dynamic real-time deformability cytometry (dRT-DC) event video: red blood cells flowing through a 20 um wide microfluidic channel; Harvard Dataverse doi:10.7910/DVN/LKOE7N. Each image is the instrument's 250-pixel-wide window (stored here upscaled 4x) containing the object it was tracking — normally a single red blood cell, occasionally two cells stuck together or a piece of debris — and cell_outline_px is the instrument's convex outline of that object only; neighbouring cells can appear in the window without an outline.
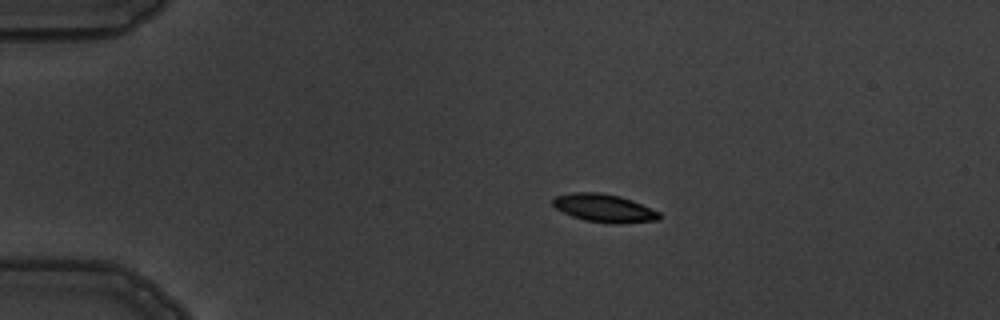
{"species": "common noctule bat (a hibernating species)", "species_latin": "Nyctalus noctula", "temperature_condition": "warm", "stored_images_in_passage": 13, "camera_frame_rate_fps": 3000, "um_per_image_px": 0.085, "animal": {"sex": "male", "body_mass_g": 19.5, "forearm_length_mm": 54.6}, "frame": {"image": 1, "passage_image": 3, "time_ms": 2.0, "image_size_px": [1000, 320], "cell_outline_px": [[660, 220], [620, 224], [612, 224], [584, 220], [572, 216], [556, 208], [552, 204], [552, 200], [556, 196], [572, 192], [600, 192], [620, 196], [632, 200], [660, 212]], "centroid_in_image_um": [51.37, 17.69], "position_along_channel_um": 33.6, "area_um2": 17.51}}
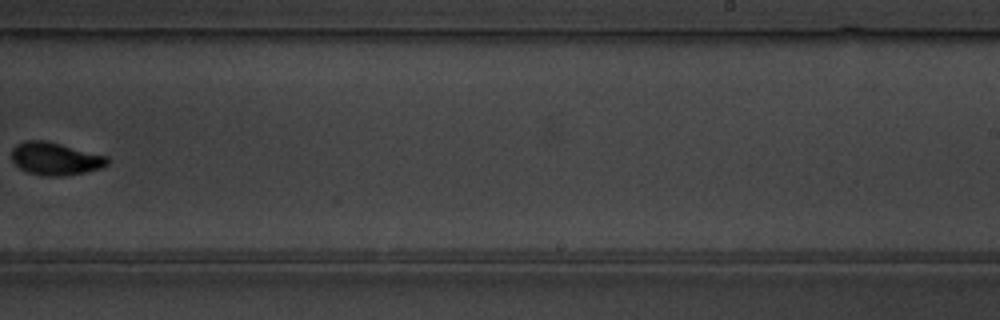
{"frame": {"image": 2, "passage_image": 9, "time_ms": 10.0, "image_size_px": [1000, 320], "cell_outline_px": [[108, 164], [104, 168], [64, 176], [44, 176], [28, 172], [20, 168], [12, 160], [12, 148], [16, 144], [24, 140], [44, 140], [108, 156]], "centroid_in_image_um": [4.7, 13.49], "position_along_channel_um": 284.3, "area_um2": 18.26}}
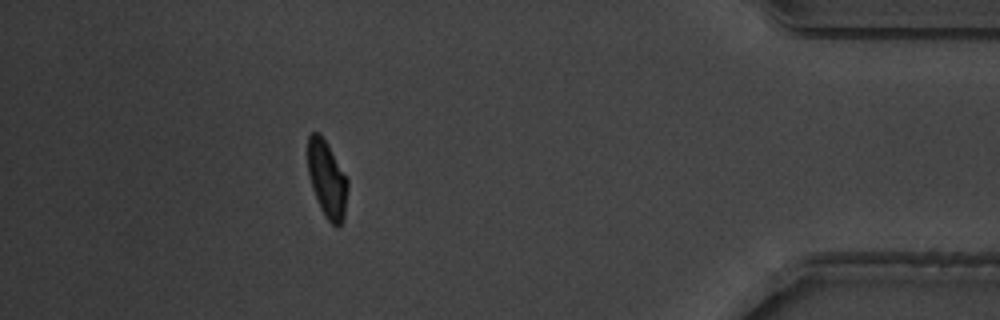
{"frame": {"image": 3, "passage_image": 13, "time_ms": 14.333, "image_size_px": [1000, 320], "cell_outline_px": [[348, 188], [344, 220], [336, 228], [324, 216], [320, 208], [312, 188], [308, 172], [308, 136], [312, 132], [320, 132], [328, 144], [348, 180]], "centroid_in_image_um": [27.8, 15.25], "position_along_channel_um": 407.4, "area_um2": 17.98}, "authors_computed_cell_mechanics": {"area_um2": 18.2648, "velocity_mm_per_s": 3.8348, "shape_relaxation_time_tau1_ms": 4.4613, "shape_relaxation_time_tau2_ms": 1.817, "deformation_change_tau1": 0.1394, "deformation_change_tau2": 0.0439}}